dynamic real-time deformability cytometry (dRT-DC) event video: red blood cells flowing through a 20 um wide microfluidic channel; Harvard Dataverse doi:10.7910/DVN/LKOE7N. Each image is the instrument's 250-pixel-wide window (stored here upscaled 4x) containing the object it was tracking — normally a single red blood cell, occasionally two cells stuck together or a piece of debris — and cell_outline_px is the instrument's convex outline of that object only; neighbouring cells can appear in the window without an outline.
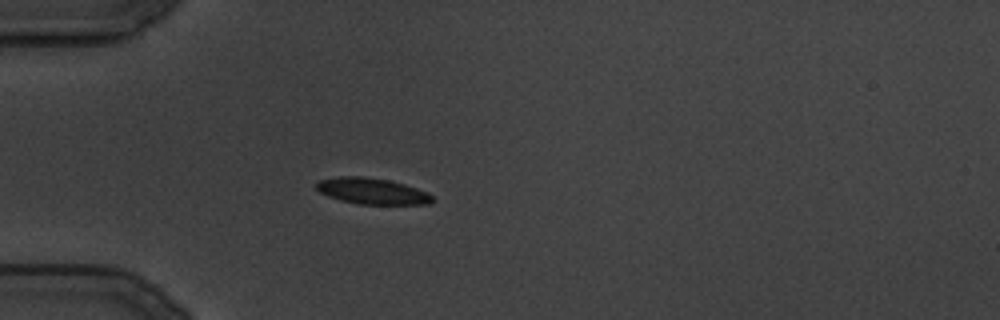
{"species": "common noctule bat (a hibernating species)", "species_latin": "Nyctalus noctula", "temperature_condition": "cold", "stored_images_in_passage": 90, "camera_frame_rate_fps": 3000, "um_per_image_px": 0.085, "animal": {"sex": "male", "body_mass_g": 19.5, "forearm_length_mm": 54.6}, "frame": {"image": 1, "passage_image": 1, "time_ms": 0.0, "image_size_px": [1000, 320], "cell_outline_px": [[432, 200], [428, 204], [356, 204], [340, 200], [328, 196], [320, 192], [316, 188], [316, 184], [320, 180], [340, 176], [364, 176], [388, 180], [404, 184], [428, 192], [432, 196]], "centroid_in_image_um": [31.61, 16.24], "position_along_channel_um": 53.4, "area_um2": 17.57}}
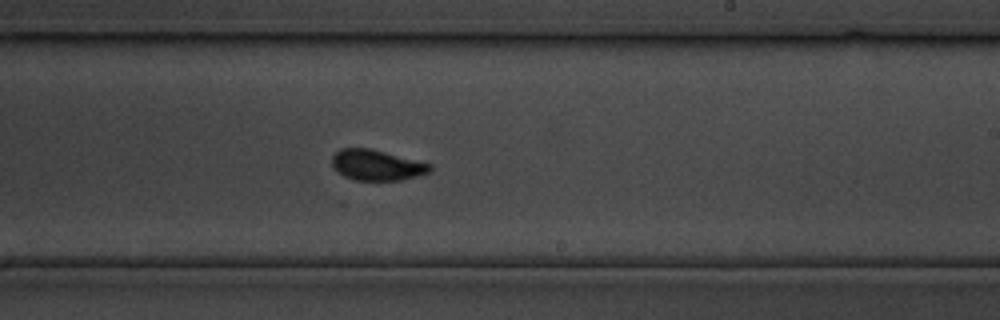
{"frame": {"image": 2, "passage_image": 41, "time_ms": 13.333, "image_size_px": [1000, 320], "cell_outline_px": [[432, 172], [400, 180], [356, 180], [344, 176], [332, 164], [332, 156], [340, 148], [372, 148], [432, 164]], "centroid_in_image_um": [32.06, 14.02], "position_along_channel_um": 256.9, "area_um2": 17.46}}
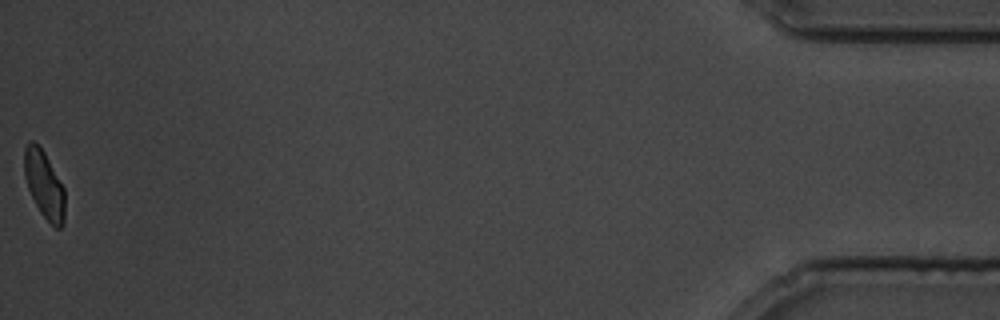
{"frame": {"image": 3, "passage_image": 90, "time_ms": 29.667, "image_size_px": [1000, 320], "cell_outline_px": [[64, 224], [60, 228], [56, 228], [40, 212], [28, 188], [24, 176], [24, 148], [28, 140], [32, 140], [44, 152], [64, 188]], "centroid_in_image_um": [3.74, 15.68], "position_along_channel_um": 431.5, "area_um2": 15.72}}